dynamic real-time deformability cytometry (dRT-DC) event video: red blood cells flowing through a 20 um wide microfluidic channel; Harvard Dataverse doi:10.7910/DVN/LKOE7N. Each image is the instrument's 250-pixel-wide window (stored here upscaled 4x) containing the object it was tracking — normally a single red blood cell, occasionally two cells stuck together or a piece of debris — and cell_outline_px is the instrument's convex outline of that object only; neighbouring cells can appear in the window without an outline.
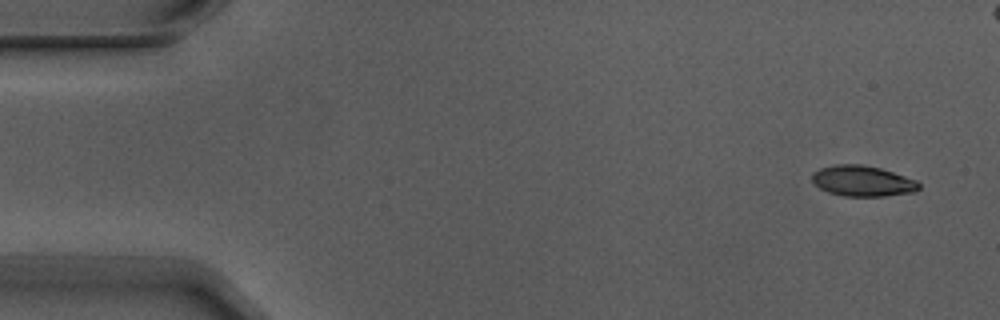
{"species": "Egyptian fruit bat (a non-hibernating species)", "species_latin": "Rousettus aegyptiacus", "temperature_condition": "warm", "stored_images_in_passage": 2, "camera_frame_rate_fps": 3000, "um_per_image_px": 0.085, "animal": {"sex": "male"}, "frame": {"image": 1, "passage_image": 1, "time_ms": 0.0, "image_size_px": [1000, 320], "cell_outline_px": [[920, 188], [916, 192], [884, 196], [844, 196], [828, 192], [820, 188], [812, 180], [812, 172], [820, 168], [836, 164], [864, 164], [880, 168], [916, 180], [920, 184]], "centroid_in_image_um": [73.32, 15.38], "position_along_channel_um": 11.7, "area_um2": 19.13}}